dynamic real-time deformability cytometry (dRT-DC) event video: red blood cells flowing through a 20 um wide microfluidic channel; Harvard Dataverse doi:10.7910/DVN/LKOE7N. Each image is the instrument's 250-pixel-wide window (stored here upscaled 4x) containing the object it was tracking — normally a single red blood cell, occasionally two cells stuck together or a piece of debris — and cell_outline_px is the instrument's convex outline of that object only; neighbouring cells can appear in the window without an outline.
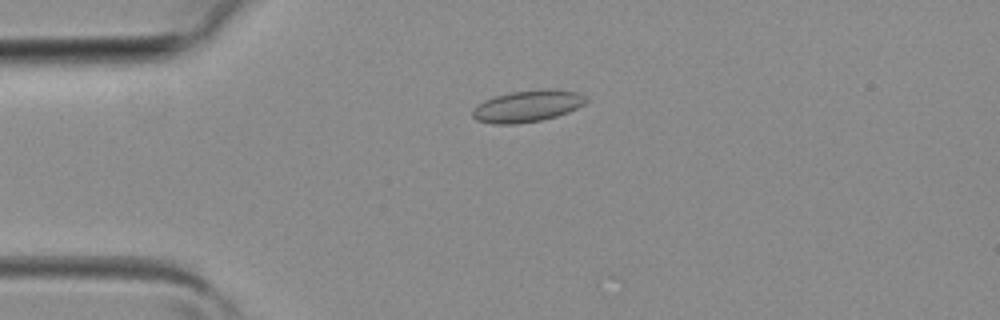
{"species": "common noctule bat (a hibernating species)", "species_latin": "Nyctalus noctula", "temperature_condition": "room temperature", "stored_images_in_passage": 4, "camera_frame_rate_fps": 3000, "um_per_image_px": 0.085, "animal": {"sex": "female", "body_mass_g": 19.3, "forearm_length_mm": 54.1}, "frame": {"image": 1, "passage_image": 3, "time_ms": 0.667, "image_size_px": [1000, 320], "cell_outline_px": [[588, 100], [584, 104], [568, 112], [556, 116], [540, 120], [516, 124], [492, 124], [476, 120], [472, 116], [472, 108], [484, 100], [496, 96], [512, 92], [544, 88], [552, 88], [576, 92], [588, 96]], "centroid_in_image_um": [44.83, 9.01], "position_along_channel_um": 40.2, "area_um2": 21.1}}